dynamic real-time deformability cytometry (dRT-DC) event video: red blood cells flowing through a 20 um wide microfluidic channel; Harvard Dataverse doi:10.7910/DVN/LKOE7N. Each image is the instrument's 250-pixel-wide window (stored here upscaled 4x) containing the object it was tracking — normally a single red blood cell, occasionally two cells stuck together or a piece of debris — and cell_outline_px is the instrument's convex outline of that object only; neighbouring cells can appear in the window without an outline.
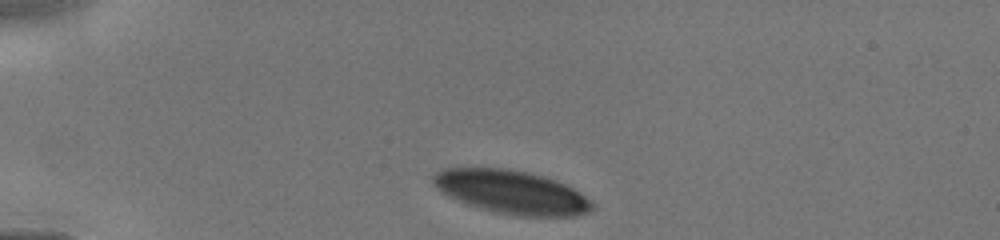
{"species": "human", "species_latin": "Homo sapiens", "temperature_condition": "cold", "stored_images_in_passage": 6, "camera_frame_rate_fps": 3000, "um_per_image_px": 0.085, "donor": {"sex": "male"}, "frame": {"image": 1, "passage_image": 1, "time_ms": 0.0, "image_size_px": [1000, 240], "cell_outline_px": [[596, 208], [588, 212], [576, 216], [520, 216], [500, 212], [484, 208], [456, 200], [444, 192], [432, 180], [432, 176], [436, 172], [444, 168], [508, 168], [528, 172], [544, 176], [564, 184], [580, 192], [592, 200], [596, 204]], "centroid_in_image_um": [43.57, 16.32], "position_along_channel_um": 41.4, "area_um2": 39.88}}
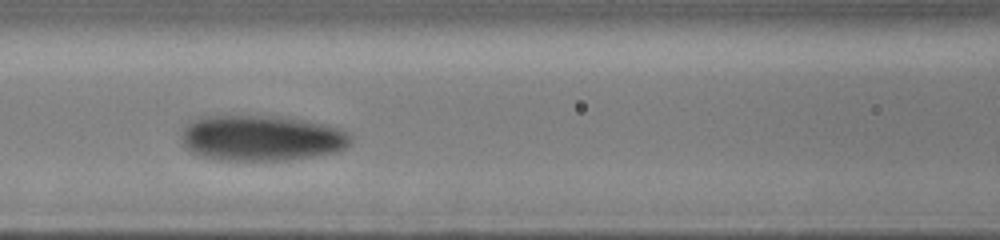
{"frame": {"image": 2, "passage_image": 5, "time_ms": 3.333, "image_size_px": [1000, 240], "cell_outline_px": [[352, 140], [344, 148], [336, 152], [288, 160], [216, 160], [200, 156], [184, 148], [180, 140], [180, 136], [184, 128], [196, 116], [280, 116], [304, 120], [340, 128], [348, 132], [352, 136]], "centroid_in_image_um": [22.18, 11.73], "position_along_channel_um": 144.4, "area_um2": 45.43}}
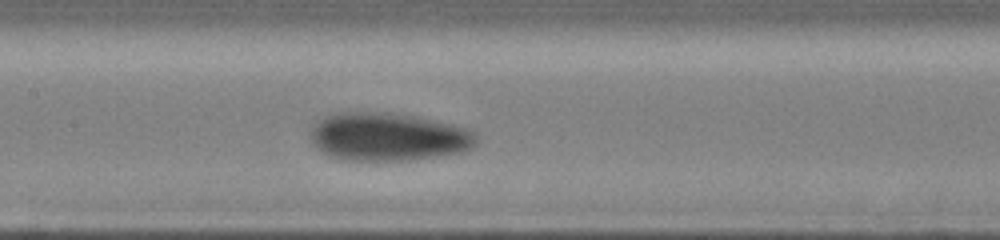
{"frame": {"image": 3, "passage_image": 6, "time_ms": 4.0, "image_size_px": [1000, 240], "cell_outline_px": [[476, 144], [460, 152], [412, 160], [340, 160], [328, 156], [316, 148], [312, 144], [308, 136], [312, 124], [316, 120], [324, 116], [344, 112], [372, 112], [416, 116], [472, 128], [476, 136]], "centroid_in_image_um": [32.92, 11.63], "position_along_channel_um": 174.5, "area_um2": 46.93}}